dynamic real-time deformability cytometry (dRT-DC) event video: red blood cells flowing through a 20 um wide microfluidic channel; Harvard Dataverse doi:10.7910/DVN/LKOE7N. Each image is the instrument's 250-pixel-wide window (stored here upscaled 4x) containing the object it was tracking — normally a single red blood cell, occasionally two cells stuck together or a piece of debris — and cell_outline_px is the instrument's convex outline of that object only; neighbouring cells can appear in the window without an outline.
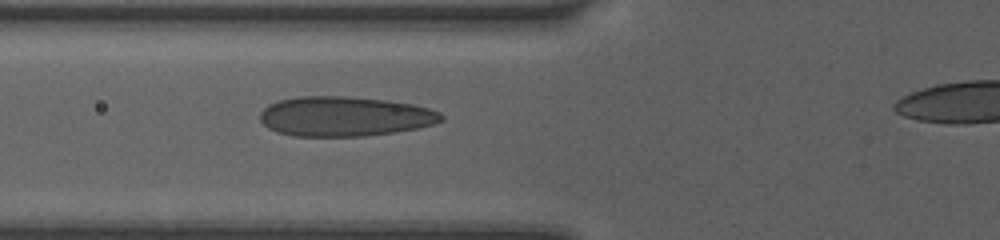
{"species": "human", "species_latin": "Homo sapiens", "temperature_condition": "room temperature", "stored_images_in_passage": 38, "camera_frame_rate_fps": 3000, "um_per_image_px": 0.085, "donor": {"sex": "female"}, "frame": {"image": 1, "passage_image": 3, "time_ms": 1.333, "image_size_px": [1000, 240], "cell_outline_px": [[444, 120], [432, 124], [416, 128], [392, 132], [364, 136], [292, 136], [276, 132], [268, 128], [260, 120], [260, 112], [268, 104], [280, 100], [300, 96], [348, 96], [388, 100], [412, 104], [428, 108], [440, 112], [444, 116]], "centroid_in_image_um": [29.27, 9.89], "position_along_channel_um": 96.5, "area_um2": 42.08}}
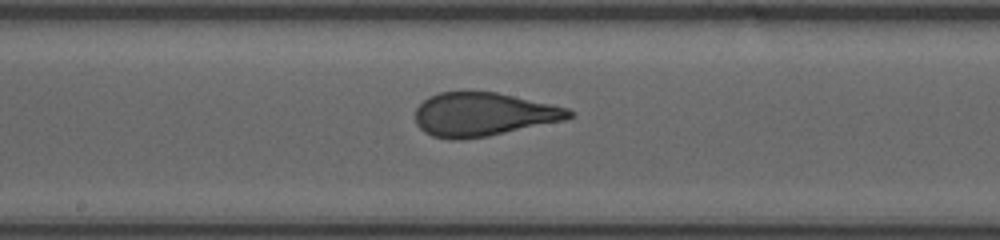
{"frame": {"image": 2, "passage_image": 14, "time_ms": 4.0, "image_size_px": [1000, 240], "cell_outline_px": [[576, 116], [564, 120], [488, 136], [460, 140], [452, 140], [432, 136], [424, 132], [416, 124], [416, 108], [428, 96], [440, 92], [496, 92], [552, 104], [568, 108], [576, 112]], "centroid_in_image_um": [41.09, 9.73], "position_along_channel_um": 207.1, "area_um2": 39.13}}
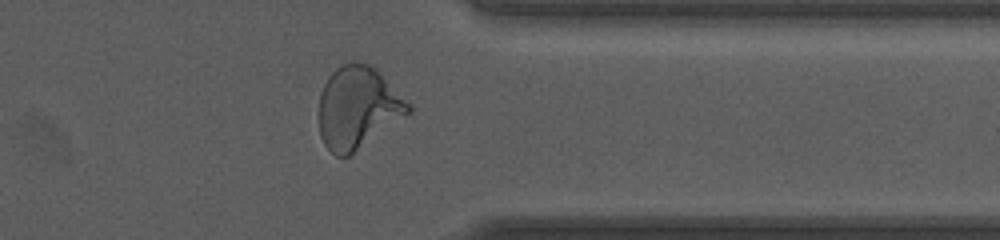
{"frame": {"image": 3, "passage_image": 32, "time_ms": 8.333, "image_size_px": [1000, 240], "cell_outline_px": [[412, 112], [348, 156], [336, 156], [324, 144], [320, 136], [320, 92], [328, 76], [336, 68], [352, 60], [356, 60], [372, 64], [412, 104]], "centroid_in_image_um": [30.45, 9.1], "position_along_channel_um": 381.0, "area_um2": 42.95}}